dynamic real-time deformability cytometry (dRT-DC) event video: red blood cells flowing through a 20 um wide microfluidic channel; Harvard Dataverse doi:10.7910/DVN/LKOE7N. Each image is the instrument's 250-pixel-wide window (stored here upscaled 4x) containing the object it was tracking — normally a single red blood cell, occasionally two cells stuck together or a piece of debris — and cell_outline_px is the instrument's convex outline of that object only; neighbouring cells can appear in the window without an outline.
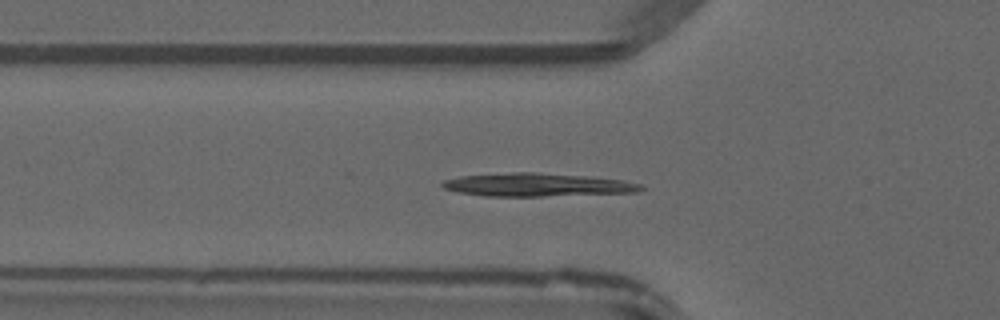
{"species": "common noctule bat (a hibernating species)", "species_latin": "Nyctalus noctula", "temperature_condition": "warm", "stored_images_in_passage": 35, "camera_frame_rate_fps": 3000, "um_per_image_px": 0.085, "animal": {"sex": "male", "forearm_length_mm": 52.5}, "frame": {"image": 1, "passage_image": 4, "time_ms": 1.0, "image_size_px": [1000, 320], "cell_outline_px": [[644, 188], [636, 192], [540, 196], [484, 196], [456, 192], [444, 188], [440, 184], [444, 180], [460, 176], [512, 172], [536, 172], [588, 176], [624, 180], [640, 184]], "centroid_in_image_um": [45.62, 15.7], "position_along_channel_um": 80.2, "area_um2": 26.82}}
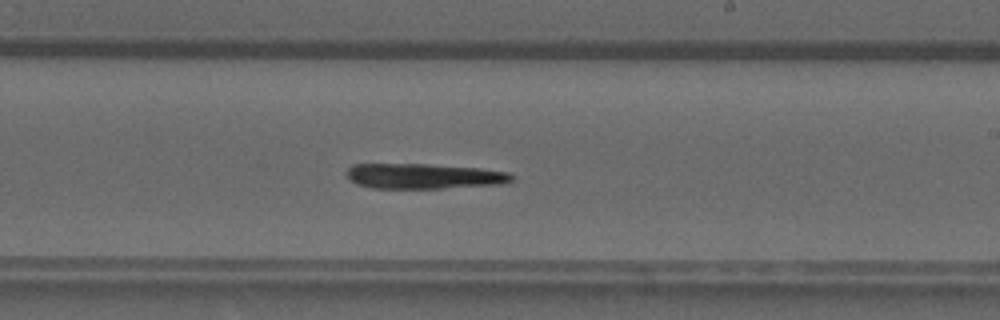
{"frame": {"image": 2, "passage_image": 16, "time_ms": 5.0, "image_size_px": [1000, 320], "cell_outline_px": [[516, 176], [512, 180], [500, 184], [440, 188], [372, 188], [356, 184], [348, 176], [348, 168], [352, 164], [428, 164], [480, 168], [508, 172]], "centroid_in_image_um": [36.04, 14.97], "position_along_channel_um": 253.0, "area_um2": 24.16}}
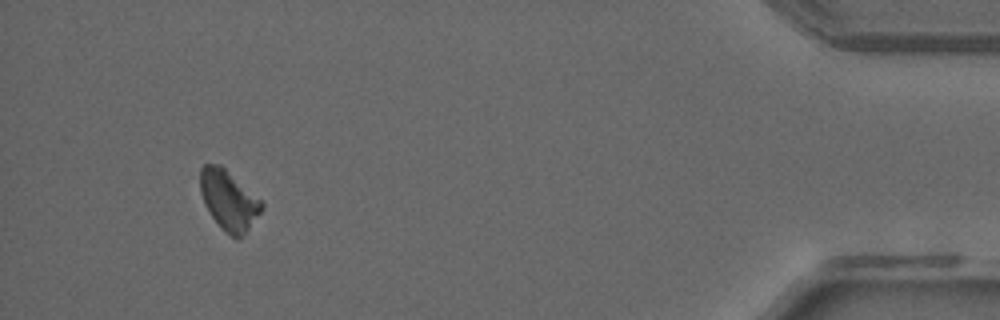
{"frame": {"image": 3, "passage_image": 32, "time_ms": 10.333, "image_size_px": [1000, 320], "cell_outline_px": [[264, 208], [248, 228], [240, 236], [232, 236], [212, 216], [204, 204], [200, 192], [200, 168], [204, 164], [220, 164], [260, 200], [264, 204]], "centroid_in_image_um": [19.41, 16.95], "position_along_channel_um": 415.8, "area_um2": 20.58}}